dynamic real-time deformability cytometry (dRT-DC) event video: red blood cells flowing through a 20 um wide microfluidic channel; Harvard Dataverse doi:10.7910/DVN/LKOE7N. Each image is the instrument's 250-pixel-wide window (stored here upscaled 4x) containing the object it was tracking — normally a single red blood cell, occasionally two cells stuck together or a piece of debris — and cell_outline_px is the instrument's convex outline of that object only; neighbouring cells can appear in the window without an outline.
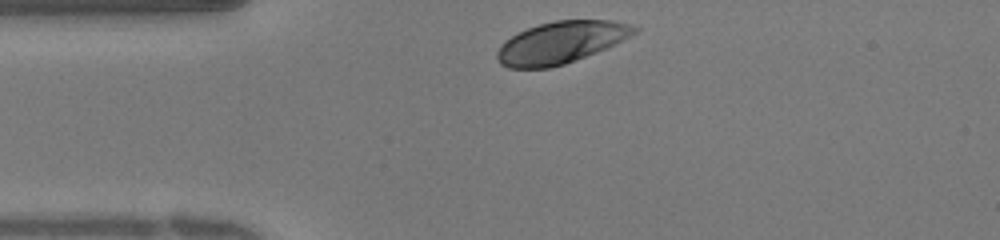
{"species": "human", "species_latin": "Homo sapiens", "temperature_condition": "warm", "stored_images_in_passage": 23, "camera_frame_rate_fps": 3000, "um_per_image_px": 0.085, "donor": {"sex": "female"}, "frame": {"image": 1, "passage_image": 1, "time_ms": 0.0, "image_size_px": [1000, 240], "cell_outline_px": [[640, 28], [636, 32], [596, 52], [564, 64], [548, 68], [508, 68], [500, 64], [496, 56], [496, 52], [500, 44], [504, 40], [528, 28], [540, 24], [556, 20], [612, 20], [632, 24]], "centroid_in_image_um": [47.63, 3.61], "position_along_channel_um": 37.4, "area_um2": 33.18}}
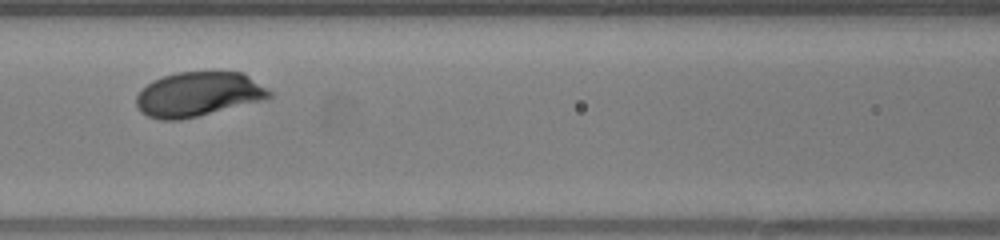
{"frame": {"image": 2, "passage_image": 9, "time_ms": 2.667, "image_size_px": [1000, 240], "cell_outline_px": [[272, 96], [268, 100], [180, 120], [160, 120], [148, 116], [140, 112], [136, 104], [136, 96], [152, 80], [176, 72], [244, 72], [272, 92]], "centroid_in_image_um": [16.89, 8.02], "position_along_channel_um": 149.7, "area_um2": 34.74}}
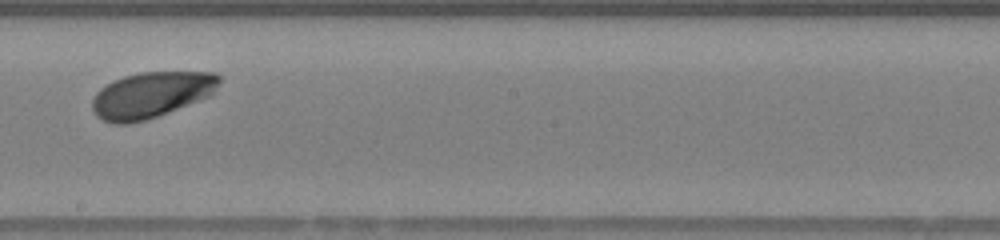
{"frame": {"image": 3, "passage_image": 14, "time_ms": 4.333, "image_size_px": [1000, 240], "cell_outline_px": [[220, 80], [216, 88], [208, 96], [168, 112], [144, 120], [128, 124], [112, 124], [96, 116], [92, 108], [92, 100], [96, 92], [100, 88], [112, 80], [124, 76], [140, 72], [216, 72], [220, 76]], "centroid_in_image_um": [12.81, 8.05], "position_along_channel_um": 235.4, "area_um2": 33.81}}